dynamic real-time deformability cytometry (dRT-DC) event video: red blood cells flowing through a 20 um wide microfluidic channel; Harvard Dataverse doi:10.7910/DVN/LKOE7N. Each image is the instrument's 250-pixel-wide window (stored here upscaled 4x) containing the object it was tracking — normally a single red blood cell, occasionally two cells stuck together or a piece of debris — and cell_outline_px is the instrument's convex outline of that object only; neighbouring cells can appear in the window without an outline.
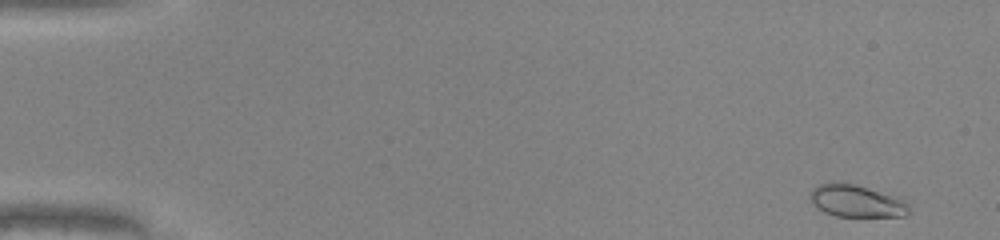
{"species": "common noctule bat (a hibernating species)", "species_latin": "Nyctalus noctula", "temperature_condition": "warm", "stored_images_in_passage": 48, "camera_frame_rate_fps": 3000, "um_per_image_px": 0.085, "animal": {"sex": "male", "body_mass_g": 20.0, "forearm_length_mm": 53.3}, "frame": {"image": 1, "passage_image": 1, "time_ms": 0.0, "image_size_px": [1000, 240], "cell_outline_px": [[908, 212], [904, 216], [836, 216], [824, 212], [816, 208], [812, 204], [812, 188], [820, 184], [832, 180], [856, 184], [900, 196], [908, 204]], "centroid_in_image_um": [72.8, 17.05], "position_along_channel_um": 12.2, "area_um2": 18.9}}
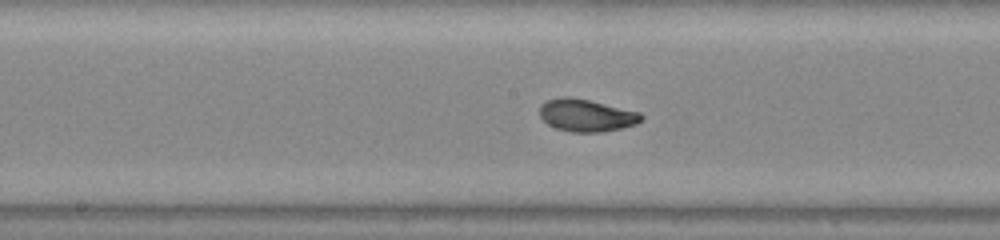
{"frame": {"image": 2, "passage_image": 25, "time_ms": 8.0, "image_size_px": [1000, 240], "cell_outline_px": [[644, 120], [636, 124], [620, 128], [600, 132], [572, 132], [556, 128], [548, 124], [540, 116], [540, 104], [548, 100], [564, 96], [568, 96], [588, 100], [640, 112], [644, 116]], "centroid_in_image_um": [49.85, 9.8], "position_along_channel_um": 198.3, "area_um2": 19.07}}
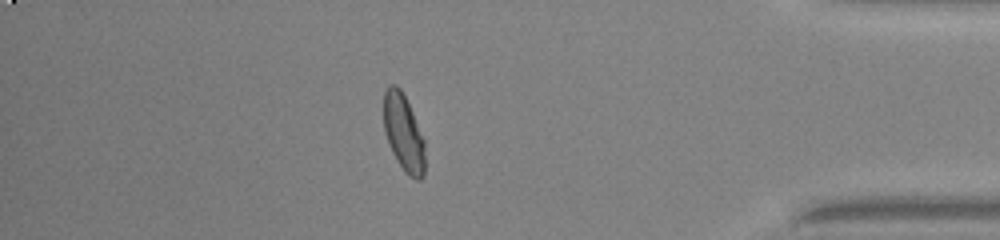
{"frame": {"image": 3, "passage_image": 42, "time_ms": 13.667, "image_size_px": [1000, 240], "cell_outline_px": [[424, 176], [420, 180], [416, 180], [408, 176], [404, 172], [396, 160], [392, 152], [384, 132], [384, 92], [388, 84], [396, 84], [400, 88], [412, 112], [424, 140]], "centroid_in_image_um": [34.29, 11.31], "position_along_channel_um": 400.9, "area_um2": 18.5}, "authors_computed_cell_mechanics": {"area_um2": 18.6694, "velocity_mm_per_s": 4.1744, "shape_relaxation_time_tau1_ms": 3.0855, "shape_relaxation_time_tau2_ms": 0.7548, "deformation_change_tau1": 0.1269, "deformation_change_tau2": 0.0453}}